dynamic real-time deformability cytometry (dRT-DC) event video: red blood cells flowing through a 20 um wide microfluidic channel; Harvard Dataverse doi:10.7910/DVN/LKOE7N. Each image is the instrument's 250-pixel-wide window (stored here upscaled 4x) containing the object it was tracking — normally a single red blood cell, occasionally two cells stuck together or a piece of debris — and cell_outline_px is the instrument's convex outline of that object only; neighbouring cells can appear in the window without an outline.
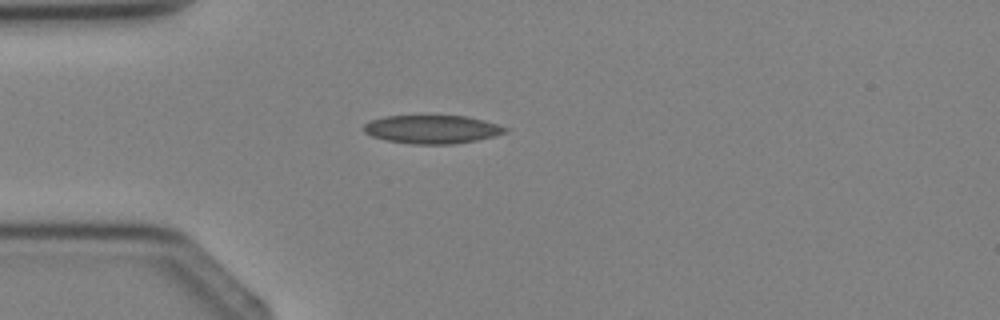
{"species": "Egyptian fruit bat (a non-hibernating species)", "species_latin": "Rousettus aegyptiacus", "temperature_condition": "cold", "stored_images_in_passage": 2, "camera_frame_rate_fps": 3000, "um_per_image_px": 0.085, "animal": {"sex": "female"}, "frame": {"image": 1, "passage_image": 2, "time_ms": 1.0, "image_size_px": [1000, 320], "cell_outline_px": [[508, 132], [496, 136], [456, 144], [412, 144], [384, 140], [372, 136], [364, 132], [360, 128], [364, 124], [372, 120], [384, 116], [468, 116], [484, 120], [508, 128]], "centroid_in_image_um": [36.72, 11.0], "position_along_channel_um": 48.3, "area_um2": 23.58}}